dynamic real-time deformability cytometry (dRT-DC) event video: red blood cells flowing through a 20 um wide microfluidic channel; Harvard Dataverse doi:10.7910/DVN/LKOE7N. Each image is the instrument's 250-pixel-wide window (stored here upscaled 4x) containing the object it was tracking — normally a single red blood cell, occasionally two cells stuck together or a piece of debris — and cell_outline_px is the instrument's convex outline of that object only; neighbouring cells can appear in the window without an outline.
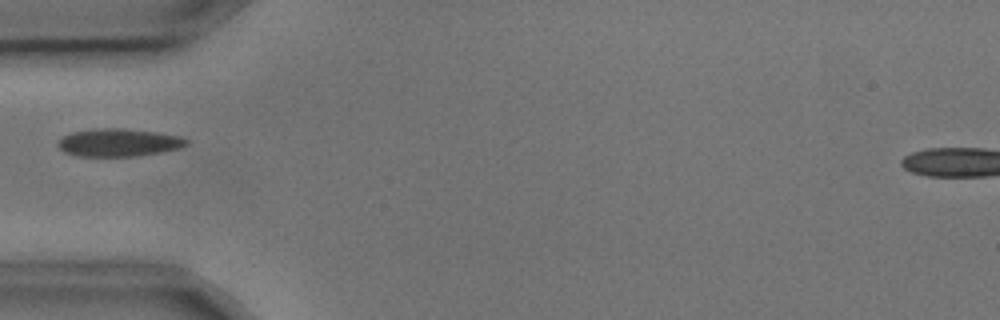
{"species": "common noctule bat (a hibernating species)", "species_latin": "Nyctalus noctula", "temperature_condition": "cold", "stored_images_in_passage": 3, "camera_frame_rate_fps": 3000, "um_per_image_px": 0.085, "animal": {"sex": "male", "body_mass_g": 17.9, "forearm_length_mm": 54.2}, "frame": {"image": 1, "passage_image": 1, "time_ms": 0.0, "image_size_px": [1000, 320], "cell_outline_px": [[188, 144], [180, 148], [160, 152], [136, 156], [76, 156], [64, 152], [56, 144], [64, 136], [72, 132], [96, 128], [120, 128], [156, 132], [180, 136], [188, 140]], "centroid_in_image_um": [10.08, 12.11], "position_along_channel_um": 74.9, "area_um2": 20.75}}
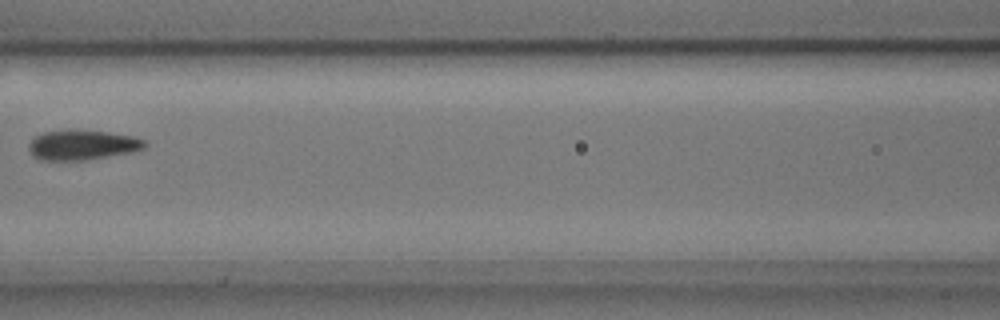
{"frame": {"image": 2, "passage_image": 3, "time_ms": 0.667, "image_size_px": [1000, 320], "cell_outline_px": [[148, 144], [144, 148], [132, 152], [88, 160], [40, 160], [32, 156], [28, 148], [28, 144], [36, 136], [44, 132], [72, 128], [108, 132], [132, 136], [144, 140]], "centroid_in_image_um": [6.98, 12.31], "position_along_channel_um": 159.6, "area_um2": 20.58}}